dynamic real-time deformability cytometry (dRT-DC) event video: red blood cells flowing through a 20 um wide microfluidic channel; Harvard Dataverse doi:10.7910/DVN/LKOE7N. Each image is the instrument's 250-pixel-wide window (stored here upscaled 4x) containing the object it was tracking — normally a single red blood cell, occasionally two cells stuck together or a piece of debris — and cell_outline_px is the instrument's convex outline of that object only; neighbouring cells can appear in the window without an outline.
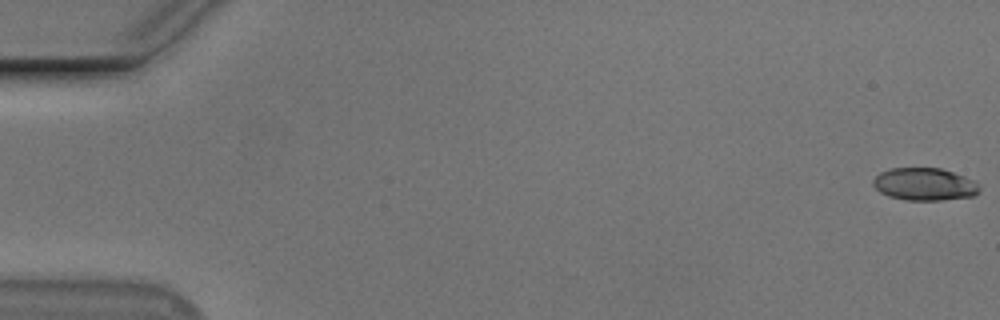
{"species": "Egyptian fruit bat (a non-hibernating species)", "species_latin": "Rousettus aegyptiacus", "temperature_condition": "cold", "stored_images_in_passage": 56, "camera_frame_rate_fps": 3000, "um_per_image_px": 0.085, "animal": {"sex": "male"}, "frame": {"image": 1, "passage_image": 1, "time_ms": 0.0, "image_size_px": [1000, 320], "cell_outline_px": [[980, 192], [972, 196], [944, 200], [904, 200], [888, 196], [880, 192], [872, 184], [872, 180], [880, 172], [892, 168], [940, 168], [964, 176], [980, 184]], "centroid_in_image_um": [78.58, 15.66], "position_along_channel_um": 6.4, "area_um2": 20.23}}
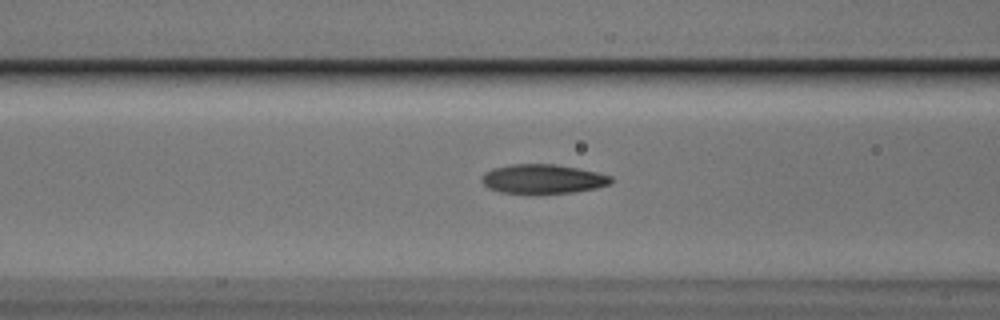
{"frame": {"image": 2, "passage_image": 23, "time_ms": 7.333, "image_size_px": [1000, 320], "cell_outline_px": [[612, 180], [608, 184], [596, 188], [572, 192], [500, 192], [488, 188], [480, 180], [484, 172], [492, 168], [512, 164], [556, 164], [596, 172], [612, 176]], "centroid_in_image_um": [46.1, 15.19], "position_along_channel_um": 120.5, "area_um2": 21.62}}
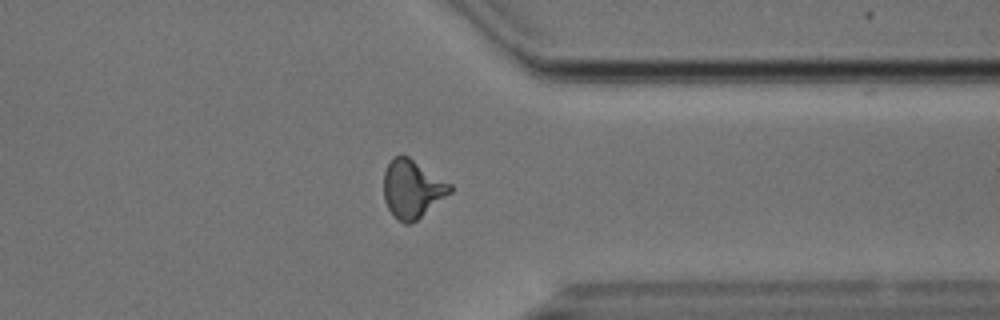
{"frame": {"image": 3, "passage_image": 44, "time_ms": 14.333, "image_size_px": [1000, 320], "cell_outline_px": [[452, 192], [416, 220], [408, 224], [404, 224], [388, 208], [384, 200], [384, 172], [388, 164], [396, 156], [408, 156], [452, 184]], "centroid_in_image_um": [35.06, 16.05], "position_along_channel_um": 376.3, "area_um2": 22.08}, "authors_computed_cell_mechanics": {"area_um2": 21.6172, "velocity_mm_per_s": 3.7167, "shape_relaxation_time_tau1_ms": 3.8603, "shape_relaxation_time_tau2_ms": 1.6707, "deformation_change_tau1": 0.1656, "deformation_change_tau2": 0.0755}}